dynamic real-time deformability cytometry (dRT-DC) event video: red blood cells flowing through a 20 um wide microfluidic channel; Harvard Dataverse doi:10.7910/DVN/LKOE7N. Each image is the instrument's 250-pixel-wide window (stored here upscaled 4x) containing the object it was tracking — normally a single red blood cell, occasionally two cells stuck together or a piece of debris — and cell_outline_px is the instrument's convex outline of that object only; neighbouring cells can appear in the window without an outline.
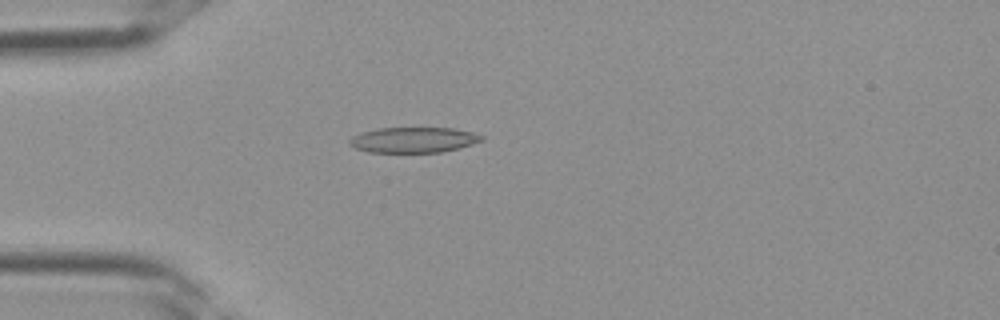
{"species": "Egyptian fruit bat (a non-hibernating species)", "species_latin": "Rousettus aegyptiacus", "temperature_condition": "room temperature", "stored_images_in_passage": 36, "camera_frame_rate_fps": 3000, "um_per_image_px": 0.085, "frame": {"image": 1, "passage_image": 10, "time_ms": 3.0, "image_size_px": [1000, 320], "cell_outline_px": [[484, 140], [460, 148], [440, 152], [368, 152], [356, 148], [348, 144], [348, 140], [352, 136], [360, 132], [376, 128], [452, 128], [472, 132], [484, 136]], "centroid_in_image_um": [35.13, 11.89], "position_along_channel_um": 49.9, "area_um2": 19.71}}
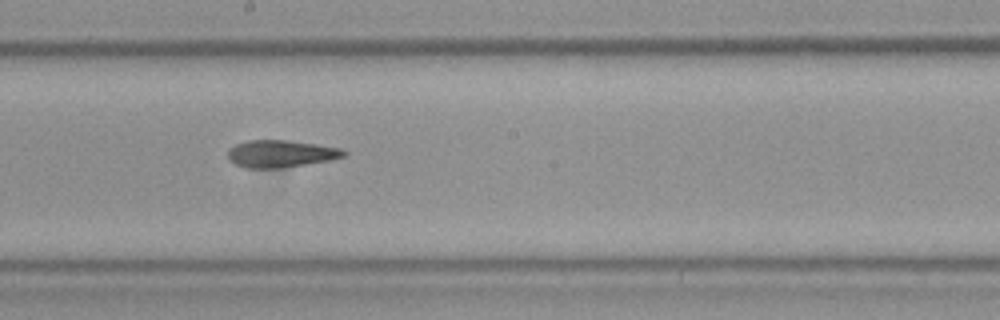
{"frame": {"image": 2, "passage_image": 20, "time_ms": 6.333, "image_size_px": [1000, 320], "cell_outline_px": [[348, 152], [344, 156], [328, 160], [280, 168], [244, 168], [228, 160], [228, 148], [236, 144], [248, 140], [288, 140], [344, 148]], "centroid_in_image_um": [23.85, 13.06], "position_along_channel_um": 224.4, "area_um2": 18.44}}
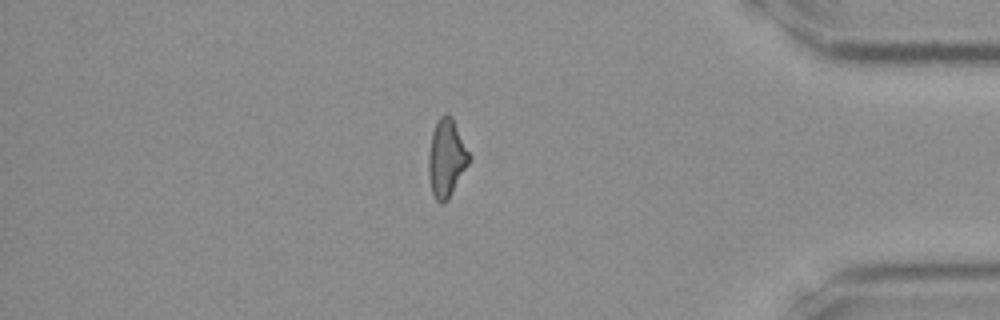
{"frame": {"image": 3, "passage_image": 31, "time_ms": 10.0, "image_size_px": [1000, 320], "cell_outline_px": [[472, 156], [468, 164], [448, 200], [444, 204], [440, 204], [436, 200], [432, 192], [428, 172], [428, 152], [432, 132], [440, 116], [444, 112], [448, 112], [452, 116]], "centroid_in_image_um": [37.95, 13.41], "position_along_channel_um": 397.2, "area_um2": 18.67}}